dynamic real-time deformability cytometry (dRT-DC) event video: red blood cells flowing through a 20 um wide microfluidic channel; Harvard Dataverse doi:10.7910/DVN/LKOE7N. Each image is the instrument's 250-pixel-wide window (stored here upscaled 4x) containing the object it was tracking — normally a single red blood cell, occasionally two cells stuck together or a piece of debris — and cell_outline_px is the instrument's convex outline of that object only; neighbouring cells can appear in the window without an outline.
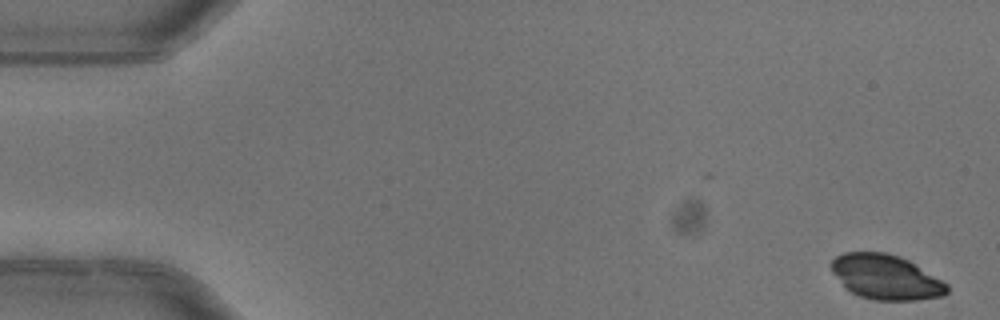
{"species": "common noctule bat (a hibernating species)", "species_latin": "Nyctalus noctula", "temperature_condition": "warm", "stored_images_in_passage": 4, "camera_frame_rate_fps": 3000, "um_per_image_px": 0.085, "animal": {"sex": "female"}, "frame": {"image": 1, "passage_image": 1, "time_ms": 0.0, "image_size_px": [1000, 320], "cell_outline_px": [[948, 292], [940, 296], [916, 300], [872, 300], [860, 296], [844, 288], [832, 272], [828, 264], [836, 256], [844, 252], [888, 252], [900, 256], [908, 260], [948, 284]], "centroid_in_image_um": [75.24, 23.54], "position_along_channel_um": 9.8, "area_um2": 30.29}}